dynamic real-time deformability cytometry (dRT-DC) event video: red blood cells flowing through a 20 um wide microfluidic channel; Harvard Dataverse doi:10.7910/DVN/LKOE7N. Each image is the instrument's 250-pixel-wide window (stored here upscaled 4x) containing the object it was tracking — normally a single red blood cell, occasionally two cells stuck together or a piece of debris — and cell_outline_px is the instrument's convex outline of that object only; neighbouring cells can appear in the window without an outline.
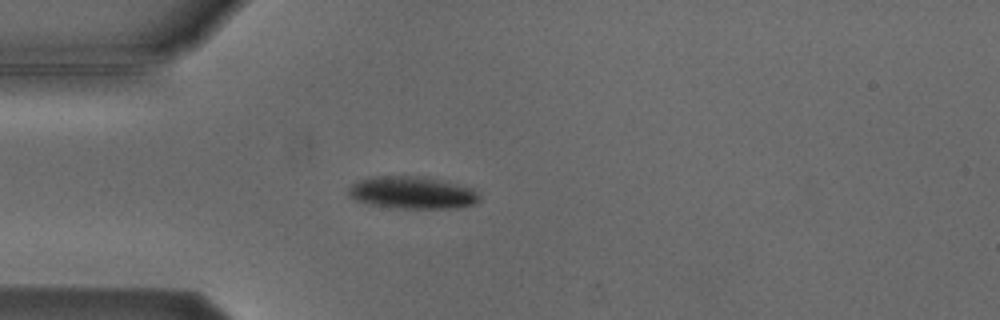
{"species": "Egyptian fruit bat (a non-hibernating species)", "species_latin": "Rousettus aegyptiacus", "temperature_condition": "cold", "stored_images_in_passage": 2, "camera_frame_rate_fps": 3000, "um_per_image_px": 0.085, "animal": {"sex": "male"}, "frame": {"image": 1, "passage_image": 1, "time_ms": 0.0, "image_size_px": [1000, 320], "cell_outline_px": [[480, 200], [472, 204], [460, 208], [392, 208], [368, 204], [356, 200], [348, 196], [348, 188], [352, 184], [360, 180], [376, 176], [428, 176], [476, 188], [480, 192]], "centroid_in_image_um": [35.1, 16.37], "position_along_channel_um": 49.9, "area_um2": 25.2}}